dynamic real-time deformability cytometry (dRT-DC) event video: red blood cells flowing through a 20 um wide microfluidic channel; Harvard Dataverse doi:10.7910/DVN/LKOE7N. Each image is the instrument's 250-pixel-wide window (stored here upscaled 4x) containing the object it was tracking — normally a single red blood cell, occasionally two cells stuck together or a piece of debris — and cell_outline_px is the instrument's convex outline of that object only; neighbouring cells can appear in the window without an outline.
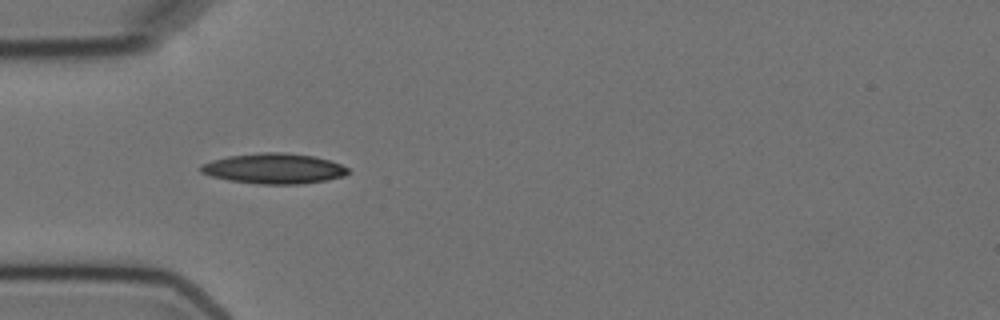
{"species": "Egyptian fruit bat (a non-hibernating species)", "species_latin": "Rousettus aegyptiacus", "temperature_condition": "cold", "stored_images_in_passage": 4, "camera_frame_rate_fps": 3000, "um_per_image_px": 0.085, "animal": {"sex": "female"}, "frame": {"image": 1, "passage_image": 4, "time_ms": 4.0, "image_size_px": [1000, 320], "cell_outline_px": [[352, 172], [344, 176], [328, 180], [300, 184], [260, 184], [228, 180], [212, 176], [200, 172], [200, 164], [212, 160], [228, 156], [260, 152], [284, 152], [312, 156], [328, 160], [340, 164], [348, 168]], "centroid_in_image_um": [23.29, 14.33], "position_along_channel_um": 61.7, "area_um2": 26.13}}